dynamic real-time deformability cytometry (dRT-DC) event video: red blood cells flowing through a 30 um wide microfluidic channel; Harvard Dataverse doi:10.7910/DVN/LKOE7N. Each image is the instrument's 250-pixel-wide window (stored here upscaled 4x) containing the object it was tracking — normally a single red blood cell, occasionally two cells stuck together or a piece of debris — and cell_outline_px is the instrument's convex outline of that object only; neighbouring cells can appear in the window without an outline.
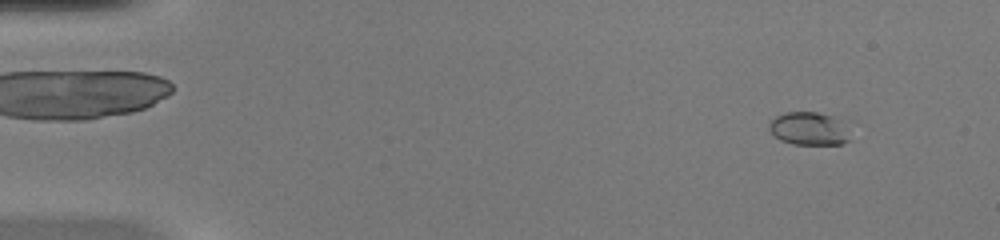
{"species": "common noctule bat (a hibernating species)", "species_latin": "Nyctalus noctula", "temperature_condition": "warm", "stored_images_in_passage": 45, "camera_frame_rate_fps": 3000, "um_per_image_px": 0.085, "animal": {"sex": "female", "body_mass_g": 20.0, "forearm_length_mm": 54.0}, "frame": {"image": 1, "passage_image": 4, "time_ms": 1.0, "image_size_px": [1000, 240], "cell_outline_px": [[848, 140], [840, 144], [792, 144], [780, 140], [768, 128], [768, 124], [776, 116], [784, 112], [816, 112], [832, 116], [840, 120]], "centroid_in_image_um": [68.67, 10.92], "position_along_channel_um": 16.3, "area_um2": 15.14}}
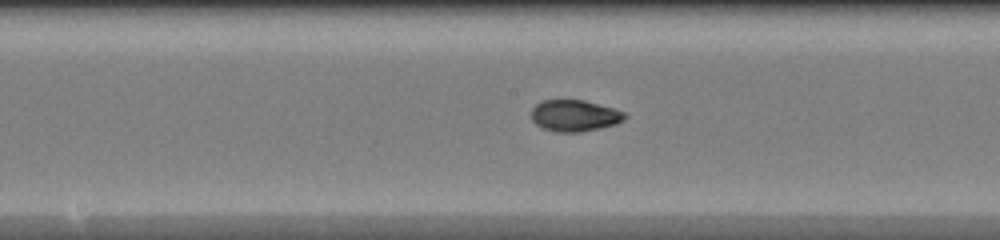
{"frame": {"image": 2, "passage_image": 26, "time_ms": 8.333, "image_size_px": [1000, 240], "cell_outline_px": [[628, 116], [624, 120], [616, 124], [600, 128], [580, 132], [556, 132], [540, 128], [532, 120], [532, 108], [540, 100], [584, 100], [612, 108], [624, 112]], "centroid_in_image_um": [48.82, 9.84], "position_along_channel_um": 199.4, "area_um2": 17.22}}
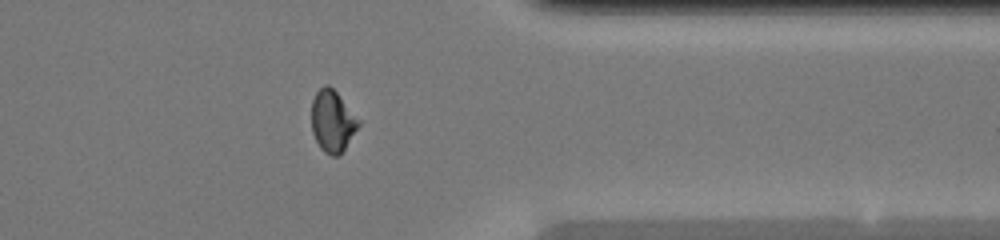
{"frame": {"image": 3, "passage_image": 40, "time_ms": 13.0, "image_size_px": [1000, 240], "cell_outline_px": [[360, 124], [344, 148], [336, 156], [332, 156], [324, 152], [320, 148], [312, 132], [312, 100], [316, 92], [324, 84], [328, 84], [336, 92], [360, 120]], "centroid_in_image_um": [28.24, 10.28], "position_along_channel_um": 383.2, "area_um2": 16.59}, "authors_computed_cell_mechanics": {"area_um2": 16.9354, "velocity_mm_per_s": 4.142, "shape_relaxation_time_tau1_ms": null, "shape_relaxation_time_tau2_ms": 1.0248, "deformation_change_tau1": null, "deformation_change_tau2": 0.0497}}